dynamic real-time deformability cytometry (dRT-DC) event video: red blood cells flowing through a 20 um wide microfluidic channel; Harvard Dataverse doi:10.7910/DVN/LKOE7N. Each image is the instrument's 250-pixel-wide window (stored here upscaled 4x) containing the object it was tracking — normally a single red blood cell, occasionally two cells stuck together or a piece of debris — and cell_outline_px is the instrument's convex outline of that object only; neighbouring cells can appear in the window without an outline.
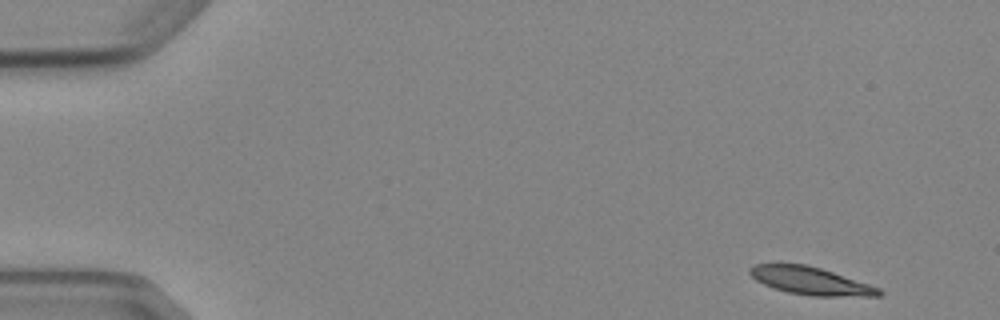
{"species": "Egyptian fruit bat (a non-hibernating species)", "species_latin": "Rousettus aegyptiacus", "temperature_condition": "cold", "stored_images_in_passage": 6, "camera_frame_rate_fps": 3000, "um_per_image_px": 0.085, "animal": {"sex": "female"}, "frame": {"image": 1, "passage_image": 1, "time_ms": 0.0, "image_size_px": [1000, 320], "cell_outline_px": [[884, 292], [880, 296], [812, 296], [788, 292], [772, 288], [756, 280], [748, 272], [748, 268], [756, 264], [808, 264], [880, 288]], "centroid_in_image_um": [68.89, 23.88], "position_along_channel_um": 16.1, "area_um2": 20.69}}
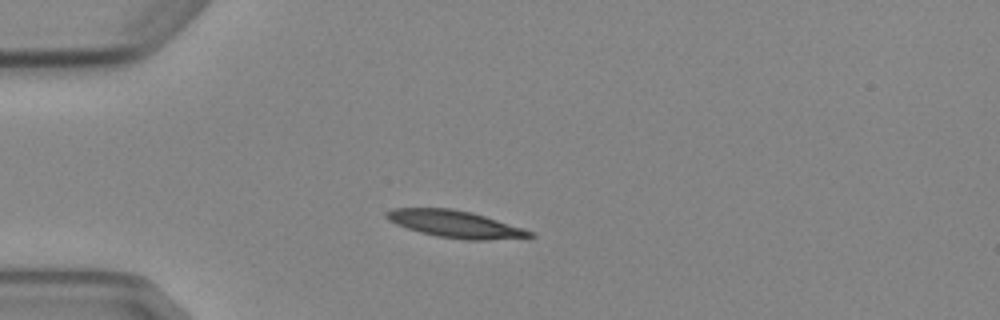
{"frame": {"image": 2, "passage_image": 4, "time_ms": 3.333, "image_size_px": [1000, 320], "cell_outline_px": [[536, 236], [488, 240], [468, 240], [436, 236], [420, 232], [396, 224], [388, 220], [384, 216], [384, 212], [392, 208], [452, 208], [472, 212], [524, 228], [536, 232]], "centroid_in_image_um": [38.7, 19.04], "position_along_channel_um": 46.3, "area_um2": 22.72}}
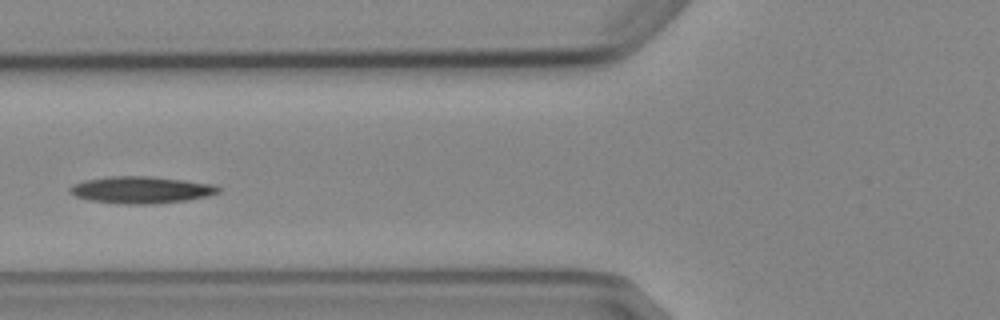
{"frame": {"image": 3, "passage_image": 6, "time_ms": 5.667, "image_size_px": [1000, 320], "cell_outline_px": [[220, 192], [208, 196], [188, 200], [152, 204], [124, 204], [88, 200], [76, 196], [68, 192], [68, 188], [84, 180], [108, 176], [152, 176], [184, 180], [212, 184], [220, 188]], "centroid_in_image_um": [11.99, 16.14], "position_along_channel_um": 113.8, "area_um2": 23.35}}